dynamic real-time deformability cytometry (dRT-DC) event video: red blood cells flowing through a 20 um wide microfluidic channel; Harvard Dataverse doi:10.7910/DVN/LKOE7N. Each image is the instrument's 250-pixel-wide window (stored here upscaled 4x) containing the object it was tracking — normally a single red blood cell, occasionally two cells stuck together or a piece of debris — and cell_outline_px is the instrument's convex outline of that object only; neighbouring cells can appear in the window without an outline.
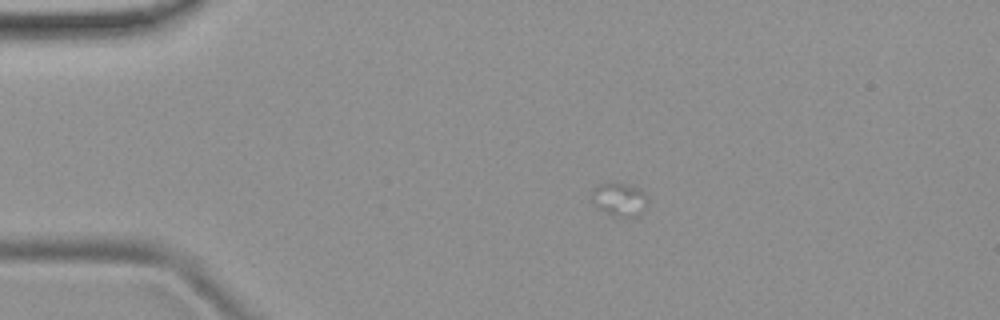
{"species": "common noctule bat (a hibernating species)", "species_latin": "Nyctalus noctula", "temperature_condition": "room temperature", "stored_images_in_passage": 4, "camera_frame_rate_fps": 3000, "um_per_image_px": 0.085, "animal": {"sex": "female", "body_mass_g": 19.9}, "frame": {"image": 1, "passage_image": 3, "time_ms": 2.667, "image_size_px": [1000, 320], "cell_outline_px": [[648, 200], [640, 216], [632, 220], [612, 216], [600, 208], [592, 200], [592, 192], [600, 184], [624, 184], [636, 188], [644, 192], [648, 196]], "centroid_in_image_um": [52.72, 17.03], "position_along_channel_um": 32.3, "area_um2": 10.81}}